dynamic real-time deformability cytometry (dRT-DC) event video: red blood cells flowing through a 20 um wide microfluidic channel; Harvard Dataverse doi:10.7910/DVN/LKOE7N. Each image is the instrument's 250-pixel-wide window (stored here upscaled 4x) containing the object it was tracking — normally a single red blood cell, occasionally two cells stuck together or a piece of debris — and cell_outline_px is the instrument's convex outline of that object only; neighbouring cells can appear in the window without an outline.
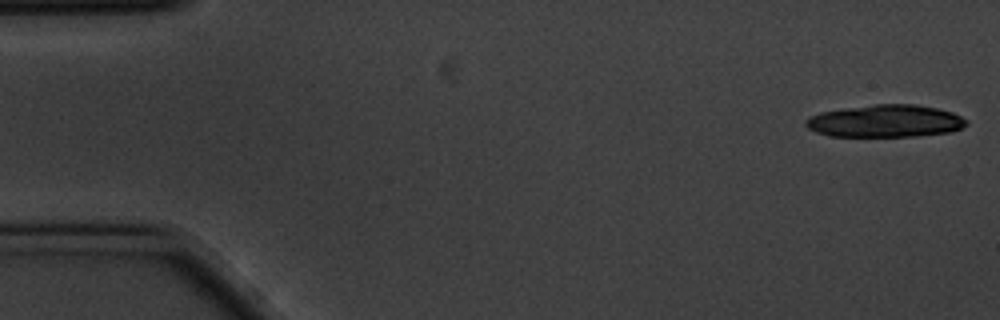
{"species": "common noctule bat (a hibernating species)", "species_latin": "Nyctalus noctula", "temperature_condition": "cold", "stored_images_in_passage": 14, "camera_frame_rate_fps": 3000, "um_per_image_px": 0.085, "animal": {"sex": "male", "body_mass_g": 20.1, "forearm_length_mm": 53.5}, "frame": {"image": 1, "passage_image": 1, "time_ms": 0.0, "image_size_px": [1000, 320], "cell_outline_px": [[968, 124], [952, 132], [916, 136], [832, 136], [816, 132], [808, 128], [804, 124], [804, 120], [808, 116], [820, 112], [844, 108], [876, 104], [916, 104], [936, 108], [952, 112], [968, 120]], "centroid_in_image_um": [75.24, 10.29], "position_along_channel_um": 9.8, "area_um2": 30.46}}